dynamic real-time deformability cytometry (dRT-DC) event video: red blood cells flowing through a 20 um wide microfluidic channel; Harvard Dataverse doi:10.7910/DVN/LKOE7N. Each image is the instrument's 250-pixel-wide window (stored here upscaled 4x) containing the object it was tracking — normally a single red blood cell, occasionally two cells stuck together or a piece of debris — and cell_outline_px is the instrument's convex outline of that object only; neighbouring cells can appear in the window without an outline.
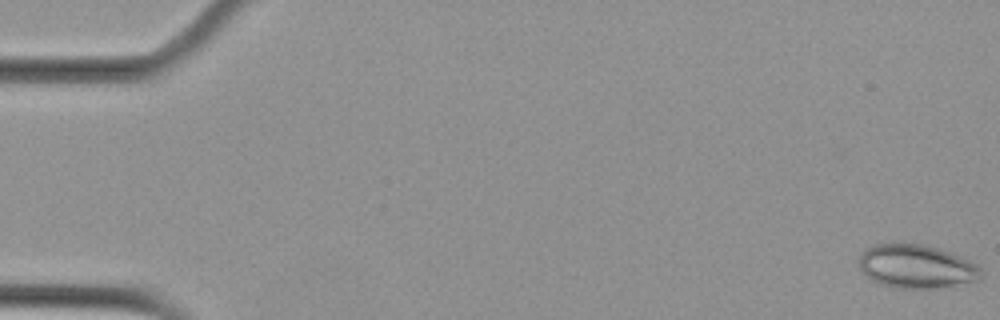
{"species": "Egyptian fruit bat (a non-hibernating species)", "species_latin": "Rousettus aegyptiacus", "temperature_condition": "cold", "stored_images_in_passage": 6, "camera_frame_rate_fps": 3000, "um_per_image_px": 0.085, "animal": {"sex": "female"}, "frame": {"image": 1, "passage_image": 1, "time_ms": 0.0, "image_size_px": [1000, 320], "cell_outline_px": [[984, 276], [980, 280], [936, 288], [896, 288], [880, 284], [872, 280], [860, 268], [860, 252], [876, 244], [920, 244], [936, 248], [972, 260], [984, 272]], "centroid_in_image_um": [77.94, 22.66], "position_along_channel_um": 7.1, "area_um2": 30.87}}